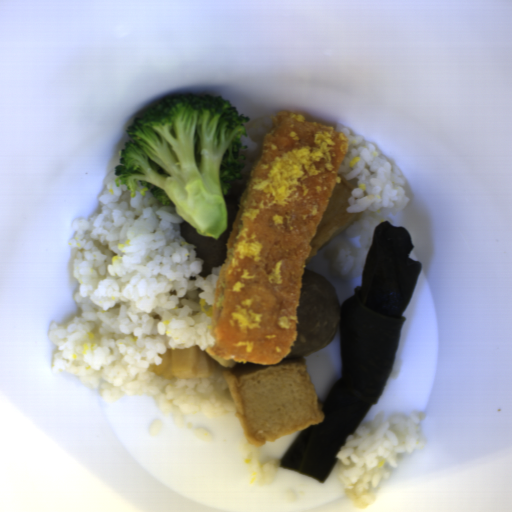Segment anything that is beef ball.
I'll return each mask as SVG.
<instances>
[{"instance_id": "obj_1", "label": "beef ball", "mask_w": 512, "mask_h": 512, "mask_svg": "<svg viewBox=\"0 0 512 512\" xmlns=\"http://www.w3.org/2000/svg\"><path fill=\"white\" fill-rule=\"evenodd\" d=\"M296 314L297 338L288 354L280 361L307 356L334 341L341 322V312L337 292L331 281L314 271L304 270Z\"/></svg>"}, {"instance_id": "obj_2", "label": "beef ball", "mask_w": 512, "mask_h": 512, "mask_svg": "<svg viewBox=\"0 0 512 512\" xmlns=\"http://www.w3.org/2000/svg\"><path fill=\"white\" fill-rule=\"evenodd\" d=\"M242 195H223L227 209V228L218 239L197 233L190 223L181 222L180 236L186 243L195 245V259H202V269L199 276L212 274L213 267L223 266L226 262V242L230 238L232 226L239 210Z\"/></svg>"}]
</instances>
